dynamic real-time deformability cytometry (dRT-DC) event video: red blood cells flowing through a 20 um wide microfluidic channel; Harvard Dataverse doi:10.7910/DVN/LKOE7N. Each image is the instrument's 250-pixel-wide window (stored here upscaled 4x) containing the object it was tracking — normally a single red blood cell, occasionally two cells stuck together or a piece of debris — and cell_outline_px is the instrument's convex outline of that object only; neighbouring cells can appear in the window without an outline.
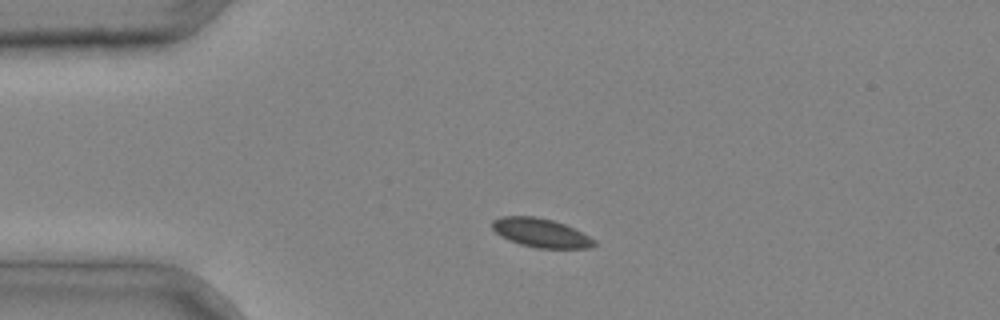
{"species": "common noctule bat (a hibernating species)", "species_latin": "Nyctalus noctula", "temperature_condition": "cold", "stored_images_in_passage": 1, "camera_frame_rate_fps": 3000, "um_per_image_px": 0.085, "animal": {"sex": "male", "body_mass_g": 20.4}, "frame": {"image": 1, "passage_image": 1, "time_ms": 0.0, "image_size_px": [1000, 320], "cell_outline_px": [[596, 244], [592, 248], [536, 248], [520, 244], [508, 240], [500, 236], [492, 228], [492, 220], [500, 216], [532, 216], [552, 220], [564, 224], [596, 240]], "centroid_in_image_um": [45.94, 19.8], "position_along_channel_um": 39.1, "area_um2": 17.11}}